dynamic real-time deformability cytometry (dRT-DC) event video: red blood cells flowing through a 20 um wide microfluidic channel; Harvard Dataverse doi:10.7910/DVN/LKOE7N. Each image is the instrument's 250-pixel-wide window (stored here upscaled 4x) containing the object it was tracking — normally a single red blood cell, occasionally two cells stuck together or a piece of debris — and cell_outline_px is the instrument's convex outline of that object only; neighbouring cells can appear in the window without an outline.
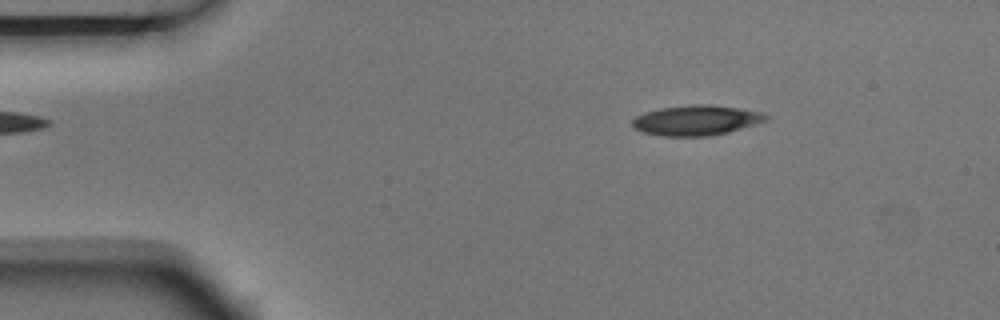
{"species": "Egyptian fruit bat (a non-hibernating species)", "species_latin": "Rousettus aegyptiacus", "temperature_condition": "room temperature", "stored_images_in_passage": 5, "segment_of_instrument_passage": [1, 2], "camera_frame_rate_fps": 3000, "um_per_image_px": 0.085, "animal": {"sex": "male"}, "frame": {"image": 1, "passage_image": 2, "time_ms": 0.333, "image_size_px": [1000, 320], "cell_outline_px": [[772, 116], [768, 120], [728, 132], [708, 136], [664, 136], [644, 132], [636, 128], [632, 124], [632, 120], [636, 116], [644, 112], [660, 108], [688, 104], [712, 104], [740, 108], [764, 112]], "centroid_in_image_um": [59.24, 10.2], "position_along_channel_um": 25.8, "area_um2": 23.64}}